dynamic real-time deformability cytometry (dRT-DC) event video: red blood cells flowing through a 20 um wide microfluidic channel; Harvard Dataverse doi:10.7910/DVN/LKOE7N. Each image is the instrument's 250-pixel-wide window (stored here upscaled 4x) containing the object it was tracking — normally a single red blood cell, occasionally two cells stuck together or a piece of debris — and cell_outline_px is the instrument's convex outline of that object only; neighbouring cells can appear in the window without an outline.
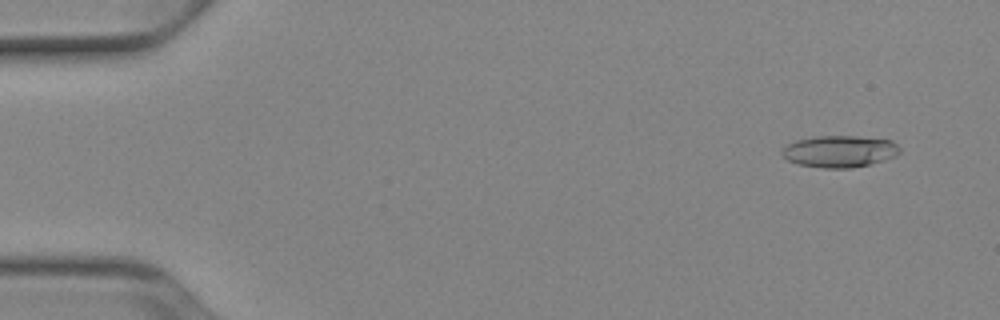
{"species": "Egyptian fruit bat (a non-hibernating species)", "species_latin": "Rousettus aegyptiacus", "temperature_condition": "cold", "stored_images_in_passage": 52, "camera_frame_rate_fps": 3000, "um_per_image_px": 0.085, "animal": {"sex": "female"}, "frame": {"image": 1, "passage_image": 4, "time_ms": 1.0, "image_size_px": [1000, 320], "cell_outline_px": [[900, 152], [896, 156], [884, 160], [852, 168], [824, 168], [800, 164], [788, 160], [780, 152], [788, 144], [796, 140], [816, 136], [856, 136], [892, 140], [900, 148]], "centroid_in_image_um": [71.39, 12.86], "position_along_channel_um": 13.6, "area_um2": 21.68}}
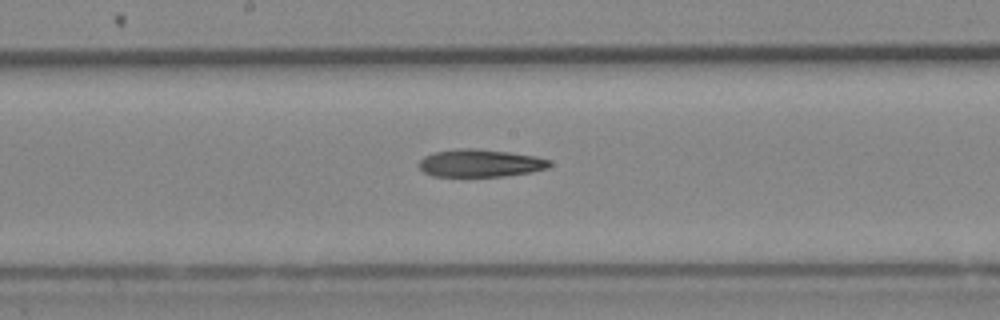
{"frame": {"image": 2, "passage_image": 28, "time_ms": 9.0, "image_size_px": [1000, 320], "cell_outline_px": [[552, 164], [548, 168], [532, 172], [504, 176], [432, 176], [424, 172], [420, 168], [420, 160], [424, 156], [436, 152], [460, 148], [472, 148], [508, 152], [536, 156], [552, 160]], "centroid_in_image_um": [40.87, 13.87], "position_along_channel_um": 207.3, "area_um2": 20.98}}
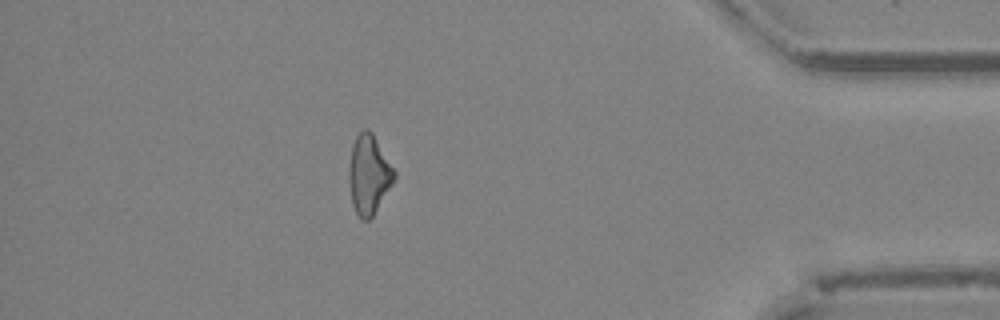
{"frame": {"image": 3, "passage_image": 46, "time_ms": 15.0, "image_size_px": [1000, 320], "cell_outline_px": [[396, 176], [392, 184], [372, 216], [368, 220], [364, 220], [356, 212], [352, 204], [348, 180], [348, 172], [352, 144], [356, 136], [364, 128], [368, 128], [372, 132], [396, 172]], "centroid_in_image_um": [31.33, 14.8], "position_along_channel_um": 403.9, "area_um2": 20.75}, "authors_computed_cell_mechanics": {"area_um2": 21.4727, "velocity_mm_per_s": 3.9462, "shape_relaxation_time_tau1_ms": null, "shape_relaxation_time_tau2_ms": 5.8393, "deformation_change_tau1": null, "deformation_change_tau2": 0.1866}}